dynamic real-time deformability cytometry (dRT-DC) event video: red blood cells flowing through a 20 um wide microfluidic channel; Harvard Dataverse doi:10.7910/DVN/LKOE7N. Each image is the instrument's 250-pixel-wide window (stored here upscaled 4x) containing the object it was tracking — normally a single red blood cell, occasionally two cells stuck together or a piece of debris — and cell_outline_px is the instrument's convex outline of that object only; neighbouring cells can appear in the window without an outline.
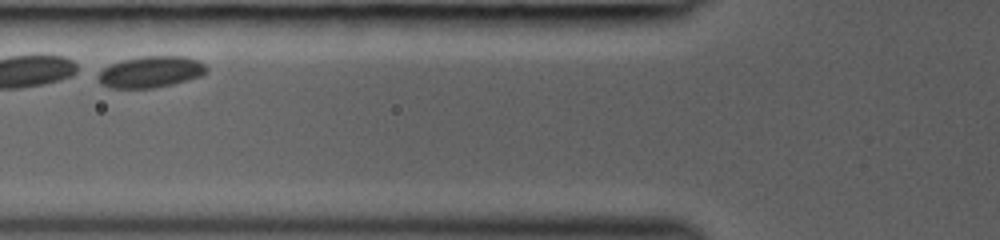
{"species": "common noctule bat (a hibernating species)", "species_latin": "Nyctalus noctula", "temperature_condition": "room temperature", "stored_images_in_passage": 11, "camera_frame_rate_fps": 3000, "um_per_image_px": 0.085, "animal": {"sex": "female", "body_mass_g": 19.0, "forearm_length_mm": 53.3}, "frame": {"image": 1, "passage_image": 7, "time_ms": 1.333, "image_size_px": [1000, 240], "cell_outline_px": [[208, 72], [200, 76], [188, 80], [172, 84], [152, 88], [108, 88], [100, 84], [96, 76], [108, 64], [120, 60], [140, 56], [184, 56], [200, 60], [208, 68]], "centroid_in_image_um": [12.79, 6.1], "position_along_channel_um": 113.0, "area_um2": 20.17}}